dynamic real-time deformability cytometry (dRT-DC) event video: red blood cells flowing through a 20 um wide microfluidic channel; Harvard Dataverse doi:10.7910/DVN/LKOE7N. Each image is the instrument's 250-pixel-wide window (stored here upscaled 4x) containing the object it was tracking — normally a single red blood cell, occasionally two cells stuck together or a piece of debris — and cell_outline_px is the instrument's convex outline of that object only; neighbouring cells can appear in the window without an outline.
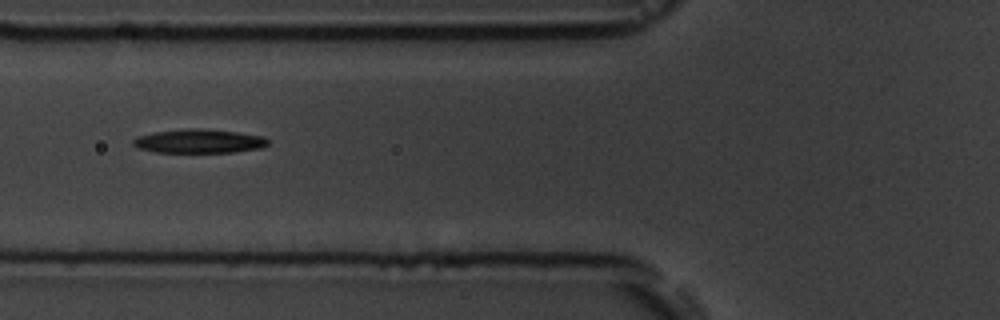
{"species": "common noctule bat (a hibernating species)", "species_latin": "Nyctalus noctula", "temperature_condition": "room temperature", "stored_images_in_passage": 8, "camera_frame_rate_fps": 3000, "um_per_image_px": 0.085, "animal": {"sex": "male", "body_mass_g": 19.5, "forearm_length_mm": 54.6}, "frame": {"image": 1, "passage_image": 3, "time_ms": 2.333, "image_size_px": [1000, 320], "cell_outline_px": [[268, 144], [260, 148], [236, 152], [156, 152], [136, 148], [132, 144], [132, 140], [136, 136], [152, 132], [188, 128], [200, 128], [236, 132], [264, 136], [268, 140]], "centroid_in_image_um": [16.87, 11.99], "position_along_channel_um": 108.9, "area_um2": 18.9}}
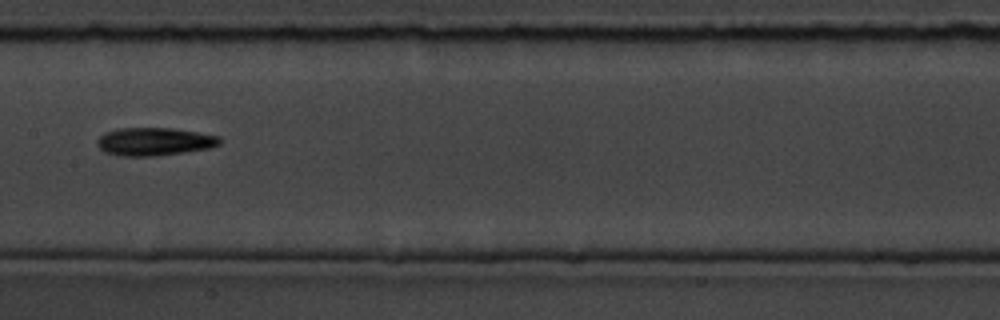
{"frame": {"image": 2, "passage_image": 5, "time_ms": 4.667, "image_size_px": [1000, 320], "cell_outline_px": [[220, 144], [212, 148], [156, 156], [120, 156], [104, 152], [96, 144], [96, 140], [104, 132], [120, 128], [172, 128], [220, 136]], "centroid_in_image_um": [13.1, 12.04], "position_along_channel_um": 194.3, "area_um2": 20.11}}
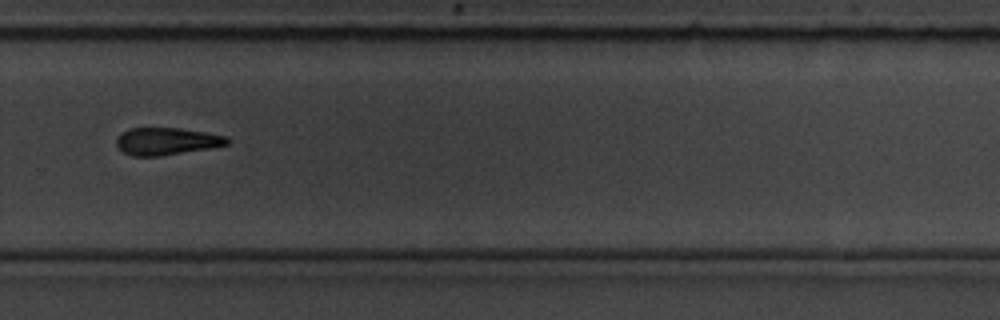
{"frame": {"image": 3, "passage_image": 8, "time_ms": 8.0, "image_size_px": [1000, 320], "cell_outline_px": [[228, 144], [212, 148], [160, 156], [132, 156], [124, 152], [116, 144], [116, 140], [128, 128], [180, 128], [228, 136]], "centroid_in_image_um": [14.19, 12.01], "position_along_channel_um": 315.6, "area_um2": 17.51}}